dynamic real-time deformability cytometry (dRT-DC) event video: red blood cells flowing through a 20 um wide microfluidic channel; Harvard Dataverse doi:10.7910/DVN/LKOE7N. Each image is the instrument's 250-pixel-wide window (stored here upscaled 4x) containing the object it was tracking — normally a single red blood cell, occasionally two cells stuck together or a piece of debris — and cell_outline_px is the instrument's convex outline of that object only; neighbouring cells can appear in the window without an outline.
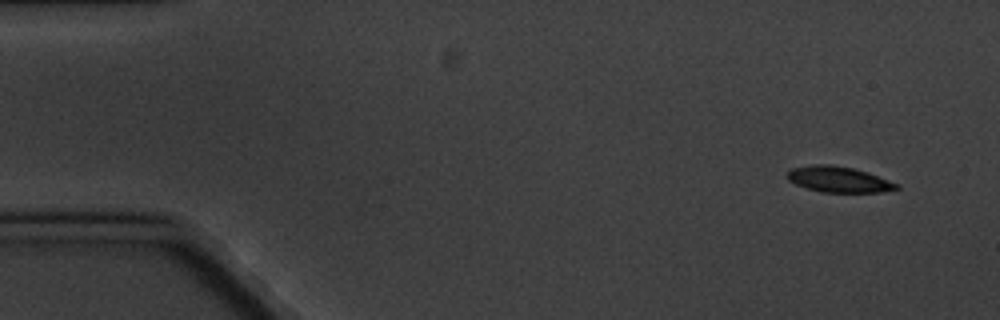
{"species": "common noctule bat (a hibernating species)", "species_latin": "Nyctalus noctula", "temperature_condition": "cold", "stored_images_in_passage": 5, "camera_frame_rate_fps": 3000, "um_per_image_px": 0.085, "animal": {"sex": "male", "body_mass_g": 20.1, "forearm_length_mm": 53.5}, "frame": {"image": 1, "passage_image": 1, "time_ms": 0.0, "image_size_px": [1000, 320], "cell_outline_px": [[900, 188], [880, 192], [824, 192], [808, 188], [796, 184], [788, 180], [788, 172], [792, 168], [812, 164], [832, 164], [852, 168], [868, 172], [900, 184]], "centroid_in_image_um": [71.32, 15.24], "position_along_channel_um": 13.7, "area_um2": 16.36}}